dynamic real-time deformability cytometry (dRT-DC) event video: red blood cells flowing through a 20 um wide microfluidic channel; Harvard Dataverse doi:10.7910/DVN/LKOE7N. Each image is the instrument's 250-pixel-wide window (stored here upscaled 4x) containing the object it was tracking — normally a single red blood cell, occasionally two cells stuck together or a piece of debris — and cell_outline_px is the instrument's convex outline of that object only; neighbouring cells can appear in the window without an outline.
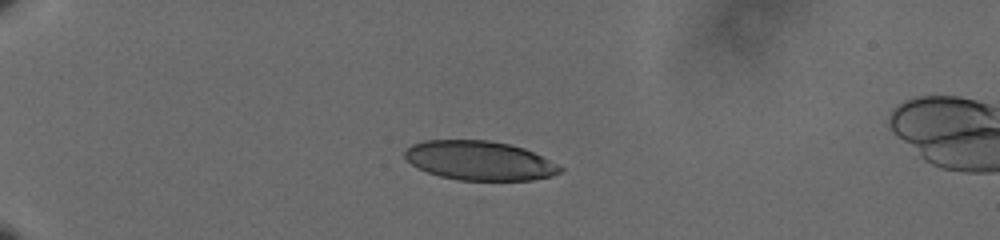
{"species": "human", "species_latin": "Homo sapiens", "temperature_condition": "cold", "stored_images_in_passage": 43, "camera_frame_rate_fps": 3000, "um_per_image_px": 0.085, "donor": {"sex": "male"}, "frame": {"image": 1, "passage_image": 1, "time_ms": 0.0, "image_size_px": [1000, 240], "cell_outline_px": [[564, 172], [552, 176], [532, 180], [480, 184], [456, 180], [440, 176], [428, 172], [412, 164], [404, 156], [404, 152], [412, 144], [424, 140], [488, 140], [508, 144], [524, 148], [564, 168]], "centroid_in_image_um": [40.79, 13.71], "position_along_channel_um": 44.2, "area_um2": 36.41}}
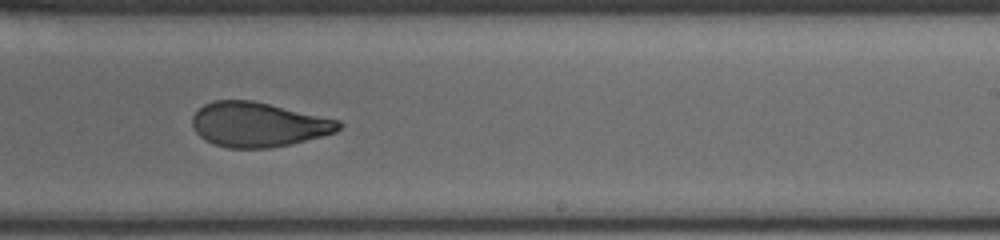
{"frame": {"image": 2, "passage_image": 24, "time_ms": 7.667, "image_size_px": [1000, 240], "cell_outline_px": [[344, 124], [336, 132], [292, 144], [268, 148], [228, 148], [212, 144], [204, 140], [196, 132], [192, 124], [192, 116], [204, 104], [216, 100], [252, 100], [340, 120]], "centroid_in_image_um": [21.95, 10.59], "position_along_channel_um": 267.1, "area_um2": 38.15}}
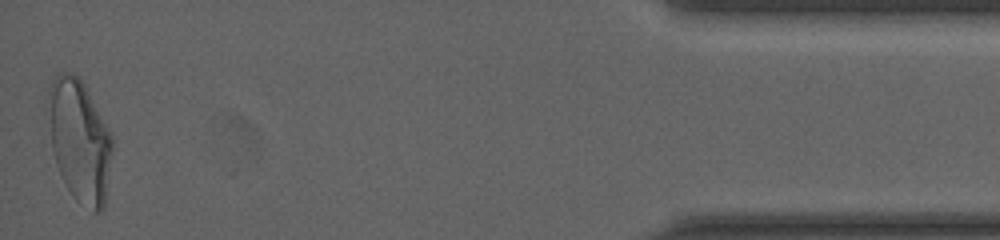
{"frame": {"image": 3, "passage_image": 43, "time_ms": 14.0, "image_size_px": [1000, 240], "cell_outline_px": [[112, 148], [104, 208], [100, 212], [92, 212], [76, 200], [72, 196], [56, 164], [52, 148], [44, 108], [48, 88], [56, 72], [72, 72], [84, 84], [112, 136]], "centroid_in_image_um": [6.7, 11.9], "position_along_channel_um": 428.5, "area_um2": 46.07}, "authors_computed_cell_mechanics": {"area_um2": 39.304, "velocity_mm_per_s": 3.6239, "shape_relaxation_time_tau1_ms": 10.0091, "shape_relaxation_time_tau2_ms": 1.7085, "deformation_change_tau1": 0.2522, "deformation_change_tau2": 0.0851}}